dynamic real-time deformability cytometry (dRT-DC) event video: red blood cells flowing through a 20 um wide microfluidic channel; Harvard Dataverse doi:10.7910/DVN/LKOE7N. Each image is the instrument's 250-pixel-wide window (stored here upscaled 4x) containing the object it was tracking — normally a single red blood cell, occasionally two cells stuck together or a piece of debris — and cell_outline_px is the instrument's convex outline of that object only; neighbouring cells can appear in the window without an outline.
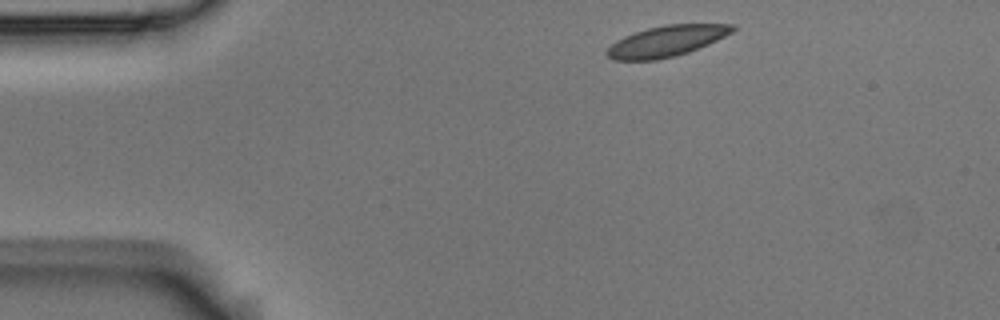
{"species": "Egyptian fruit bat (a non-hibernating species)", "species_latin": "Rousettus aegyptiacus", "temperature_condition": "room temperature", "stored_images_in_passage": 3, "camera_frame_rate_fps": 3000, "um_per_image_px": 0.085, "animal": {"sex": "male"}, "frame": {"image": 1, "passage_image": 1, "time_ms": 0.0, "image_size_px": [1000, 320], "cell_outline_px": [[736, 28], [732, 32], [708, 44], [688, 52], [656, 60], [612, 60], [604, 52], [616, 40], [624, 36], [648, 28], [664, 24], [736, 24]], "centroid_in_image_um": [56.63, 3.49], "position_along_channel_um": 28.4, "area_um2": 22.43}}